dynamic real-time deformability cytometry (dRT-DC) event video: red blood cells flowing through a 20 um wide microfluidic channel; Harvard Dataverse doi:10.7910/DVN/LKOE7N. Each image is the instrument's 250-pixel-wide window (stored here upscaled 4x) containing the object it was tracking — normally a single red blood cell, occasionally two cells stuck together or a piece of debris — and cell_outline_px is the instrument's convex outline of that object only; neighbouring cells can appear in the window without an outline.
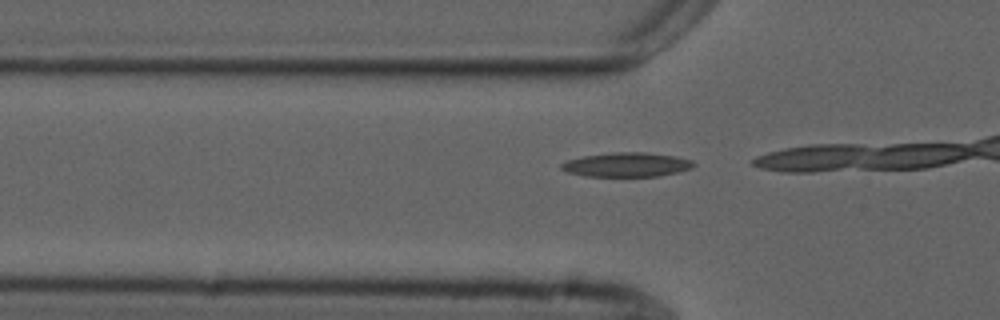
{"species": "common noctule bat (a hibernating species)", "species_latin": "Nyctalus noctula", "temperature_condition": "cold", "stored_images_in_passage": 13, "camera_frame_rate_fps": 3000, "um_per_image_px": 0.085, "animal": {"sex": "male", "forearm_length_mm": 52.5}, "frame": {"image": 1, "passage_image": 11, "time_ms": 3.333, "image_size_px": [1000, 320], "cell_outline_px": [[696, 164], [692, 168], [676, 172], [656, 176], [584, 176], [568, 172], [560, 168], [560, 164], [568, 160], [584, 156], [612, 152], [644, 152], [676, 156], [692, 160]], "centroid_in_image_um": [53.27, 13.99], "position_along_channel_um": 72.5, "area_um2": 18.61}}